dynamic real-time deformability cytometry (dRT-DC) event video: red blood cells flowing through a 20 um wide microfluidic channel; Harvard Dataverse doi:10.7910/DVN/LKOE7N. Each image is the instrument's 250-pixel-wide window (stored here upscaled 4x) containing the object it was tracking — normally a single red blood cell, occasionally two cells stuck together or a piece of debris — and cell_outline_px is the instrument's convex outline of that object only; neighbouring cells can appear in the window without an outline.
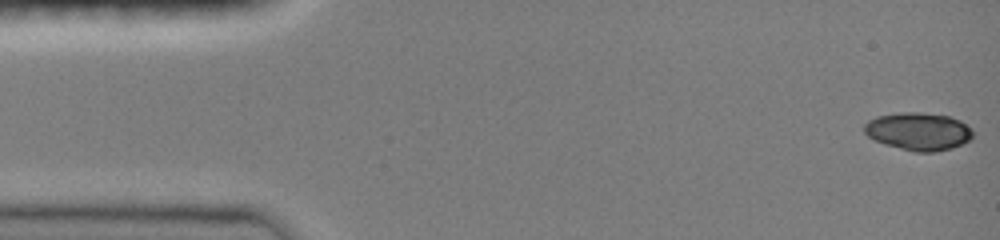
{"species": "common noctule bat (a hibernating species)", "species_latin": "Nyctalus noctula", "temperature_condition": "room temperature", "stored_images_in_passage": 47, "camera_frame_rate_fps": 3000, "um_per_image_px": 0.085, "animal": {"sex": "female", "body_mass_g": 19.0, "forearm_length_mm": 51.5}, "frame": {"image": 1, "passage_image": 1, "time_ms": 0.0, "image_size_px": [1000, 240], "cell_outline_px": [[972, 136], [968, 140], [952, 148], [932, 152], [916, 152], [884, 144], [868, 136], [864, 132], [864, 124], [868, 120], [876, 116], [896, 112], [920, 112], [948, 116], [960, 120], [972, 128]], "centroid_in_image_um": [78.04, 11.15], "position_along_channel_um": 7.0, "area_um2": 23.87}}
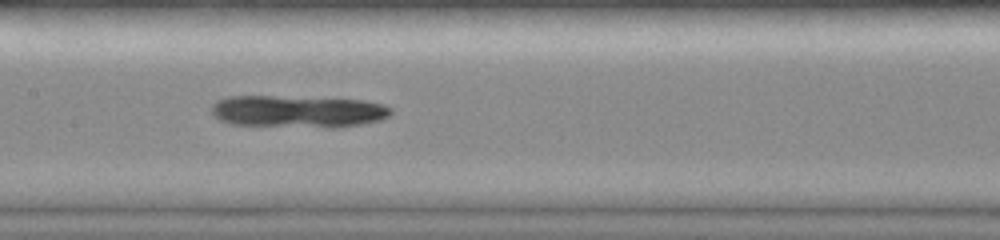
{"frame": {"image": 2, "passage_image": 23, "time_ms": 7.333, "image_size_px": [1000, 240], "cell_outline_px": [[392, 112], [388, 116], [380, 120], [360, 124], [336, 128], [328, 128], [232, 124], [220, 120], [212, 112], [212, 104], [216, 100], [228, 96], [272, 96], [364, 100], [384, 104], [392, 108]], "centroid_in_image_um": [25.33, 9.47], "position_along_channel_um": 182.1, "area_um2": 33.7}}
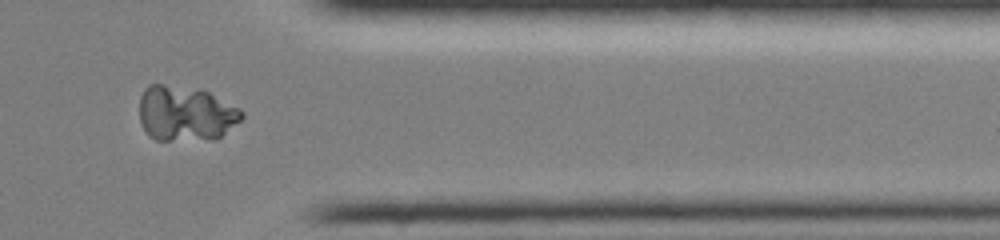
{"frame": {"image": 3, "passage_image": 39, "time_ms": 12.667, "image_size_px": [1000, 240], "cell_outline_px": [[244, 116], [240, 120], [220, 136], [168, 140], [156, 140], [148, 136], [140, 124], [140, 96], [144, 88], [148, 84], [164, 84], [200, 88], [240, 108], [244, 112]], "centroid_in_image_um": [15.72, 9.6], "position_along_channel_um": 395.7, "area_um2": 32.66}}